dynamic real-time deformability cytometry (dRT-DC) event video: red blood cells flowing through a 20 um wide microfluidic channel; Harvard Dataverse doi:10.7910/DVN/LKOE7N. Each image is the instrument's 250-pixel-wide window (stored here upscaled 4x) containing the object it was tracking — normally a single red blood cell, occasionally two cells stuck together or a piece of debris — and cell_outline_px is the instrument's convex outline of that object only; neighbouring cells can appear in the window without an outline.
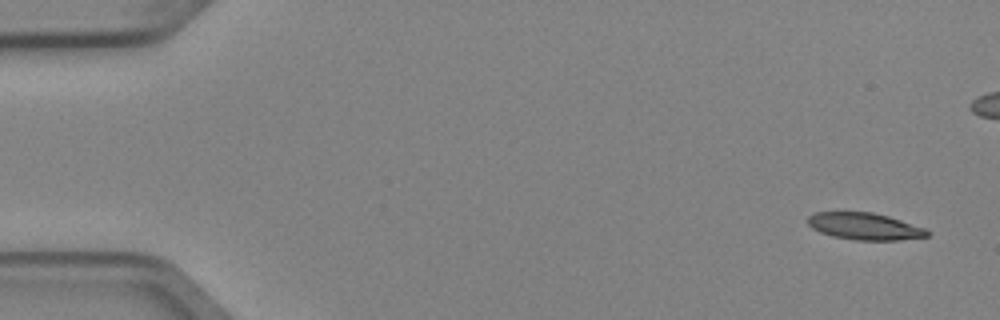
{"species": "Egyptian fruit bat (a non-hibernating species)", "species_latin": "Rousettus aegyptiacus", "temperature_condition": "cold", "stored_images_in_passage": 6, "camera_frame_rate_fps": 3000, "um_per_image_px": 0.085, "animal": {"sex": "female"}, "frame": {"image": 1, "passage_image": 1, "time_ms": 0.0, "image_size_px": [1000, 320], "cell_outline_px": [[932, 232], [928, 236], [900, 240], [856, 240], [832, 236], [820, 232], [812, 228], [808, 224], [808, 216], [816, 212], [872, 212], [888, 216], [924, 228]], "centroid_in_image_um": [73.49, 19.24], "position_along_channel_um": 11.5, "area_um2": 18.67}}
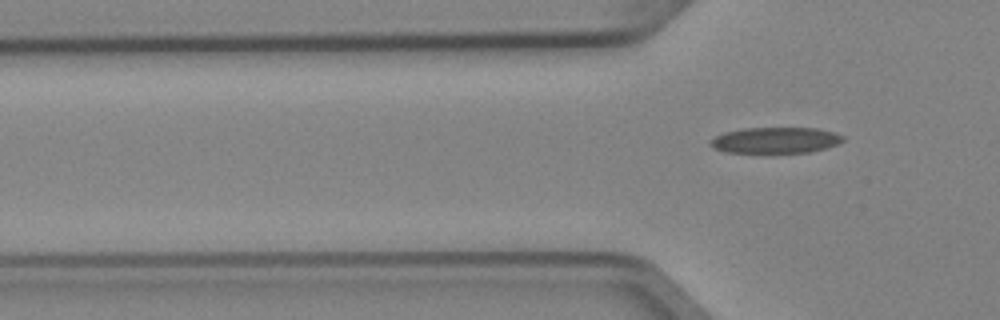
{"frame": {"image": 2, "passage_image": 6, "time_ms": 1.667, "image_size_px": [1000, 320], "cell_outline_px": [[844, 140], [836, 144], [824, 148], [808, 152], [768, 156], [724, 152], [712, 148], [708, 144], [708, 140], [724, 132], [744, 128], [816, 128], [832, 132], [844, 136]], "centroid_in_image_um": [65.8, 11.98], "position_along_channel_um": 60.0, "area_um2": 21.15}}